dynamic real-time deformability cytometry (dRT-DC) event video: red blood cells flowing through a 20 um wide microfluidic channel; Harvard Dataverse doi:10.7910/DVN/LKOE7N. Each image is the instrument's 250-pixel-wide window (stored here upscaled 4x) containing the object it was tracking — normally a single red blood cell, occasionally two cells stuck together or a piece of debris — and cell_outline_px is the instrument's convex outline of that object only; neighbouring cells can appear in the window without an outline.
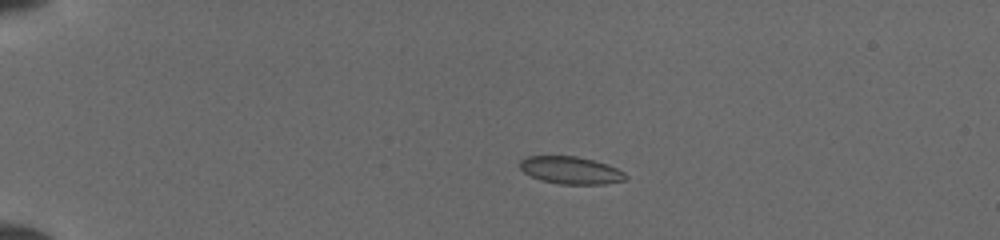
{"species": "common noctule bat (a hibernating species)", "species_latin": "Nyctalus noctula", "temperature_condition": "cold", "stored_images_in_passage": 25, "camera_frame_rate_fps": 3000, "um_per_image_px": 0.085, "animal": {"sex": "female", "body_mass_g": 19.5, "forearm_length_mm": 54.1}, "frame": {"image": 1, "passage_image": 8, "time_ms": 4.0, "image_size_px": [1000, 240], "cell_outline_px": [[628, 176], [624, 180], [604, 184], [560, 184], [540, 180], [524, 172], [520, 168], [520, 160], [528, 156], [576, 156], [608, 164], [624, 172]], "centroid_in_image_um": [48.51, 14.47], "position_along_channel_um": 36.5, "area_um2": 16.82}}
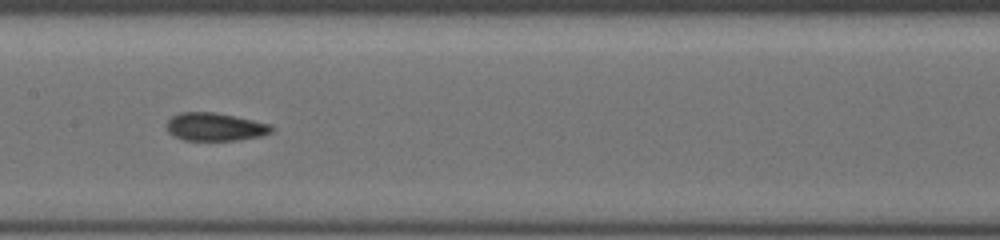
{"frame": {"image": 2, "passage_image": 18, "time_ms": 9.333, "image_size_px": [1000, 240], "cell_outline_px": [[272, 132], [260, 136], [236, 140], [184, 140], [168, 132], [168, 120], [172, 116], [180, 112], [216, 112], [272, 124]], "centroid_in_image_um": [18.3, 10.77], "position_along_channel_um": 189.1, "area_um2": 16.99}}
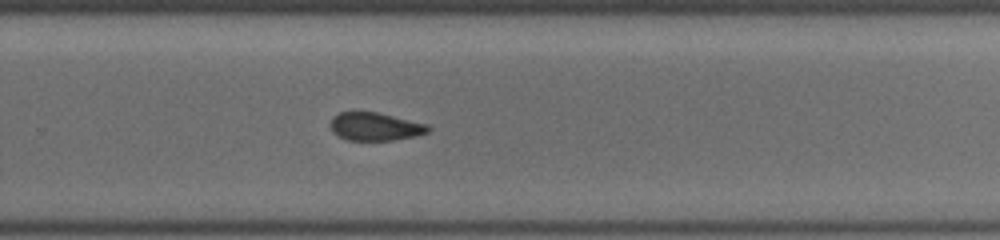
{"frame": {"image": 3, "passage_image": 25, "time_ms": 12.0, "image_size_px": [1000, 240], "cell_outline_px": [[432, 128], [428, 132], [416, 136], [392, 140], [348, 140], [332, 132], [328, 124], [332, 116], [340, 112], [376, 112], [428, 124]], "centroid_in_image_um": [31.87, 10.75], "position_along_channel_um": 297.9, "area_um2": 16.07}}